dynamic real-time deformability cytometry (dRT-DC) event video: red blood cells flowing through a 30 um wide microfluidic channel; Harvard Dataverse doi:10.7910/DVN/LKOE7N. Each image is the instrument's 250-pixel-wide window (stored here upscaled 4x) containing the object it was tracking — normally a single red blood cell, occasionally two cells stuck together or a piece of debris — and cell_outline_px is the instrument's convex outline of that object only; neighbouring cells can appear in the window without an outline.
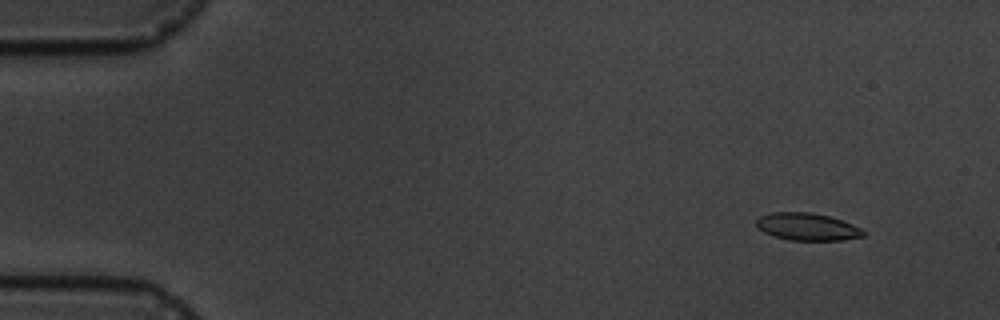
{"species": "common noctule bat (a hibernating species)", "species_latin": "Nyctalus noctula", "temperature_condition": "cold", "stored_images_in_passage": 5, "camera_frame_rate_fps": 3000, "um_per_image_px": 0.085, "animal": {"sex": "male", "body_mass_g": 19.5, "forearm_length_mm": 54.6}, "frame": {"image": 1, "passage_image": 2, "time_ms": 1.333, "image_size_px": [1000, 320], "cell_outline_px": [[864, 236], [844, 240], [788, 240], [772, 236], [756, 228], [756, 220], [760, 216], [772, 212], [812, 212], [828, 216], [852, 224], [860, 228], [864, 232]], "centroid_in_image_um": [68.57, 19.28], "position_along_channel_um": 16.4, "area_um2": 17.11}}
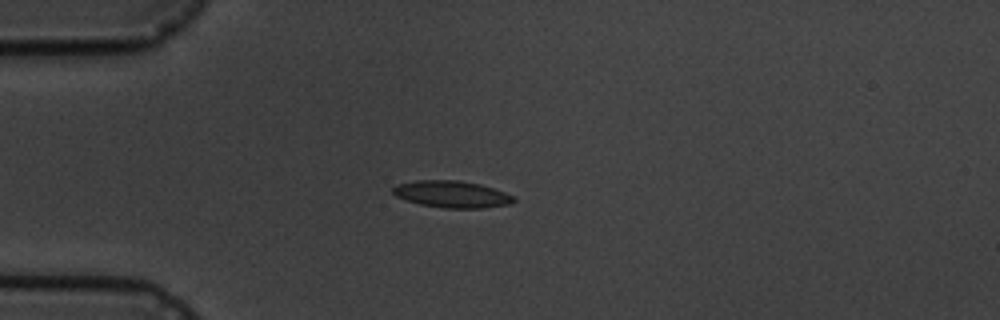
{"frame": {"image": 2, "passage_image": 5, "time_ms": 4.667, "image_size_px": [1000, 320], "cell_outline_px": [[516, 200], [512, 204], [480, 208], [444, 208], [420, 204], [396, 196], [392, 192], [392, 188], [396, 184], [416, 180], [460, 180], [480, 184], [504, 192], [512, 196]], "centroid_in_image_um": [38.39, 16.5], "position_along_channel_um": 46.6, "area_um2": 18.84}}